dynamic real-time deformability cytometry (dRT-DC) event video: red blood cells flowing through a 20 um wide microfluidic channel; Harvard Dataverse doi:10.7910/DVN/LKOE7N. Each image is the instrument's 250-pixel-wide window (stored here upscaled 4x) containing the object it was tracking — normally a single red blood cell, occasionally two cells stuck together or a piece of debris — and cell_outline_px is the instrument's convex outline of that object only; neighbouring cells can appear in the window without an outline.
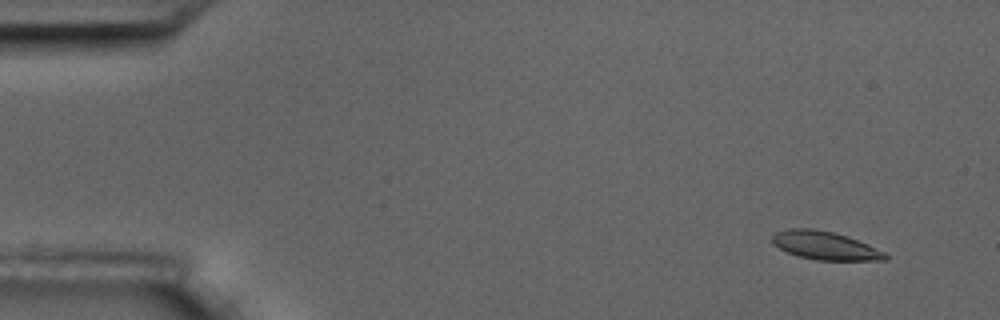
{"species": "common noctule bat (a hibernating species)", "species_latin": "Nyctalus noctula", "temperature_condition": "room temperature", "stored_images_in_passage": 5, "camera_frame_rate_fps": 3000, "um_per_image_px": 0.085, "animal": {"sex": "male", "body_mass_g": 17.5, "forearm_length_mm": 52.3}, "frame": {"image": 1, "passage_image": 2, "time_ms": 1.333, "image_size_px": [1000, 320], "cell_outline_px": [[888, 260], [816, 260], [796, 256], [772, 244], [772, 236], [776, 232], [788, 228], [812, 228], [832, 232], [848, 236], [868, 244], [884, 252], [888, 256]], "centroid_in_image_um": [70.11, 20.87], "position_along_channel_um": 14.9, "area_um2": 18.67}}